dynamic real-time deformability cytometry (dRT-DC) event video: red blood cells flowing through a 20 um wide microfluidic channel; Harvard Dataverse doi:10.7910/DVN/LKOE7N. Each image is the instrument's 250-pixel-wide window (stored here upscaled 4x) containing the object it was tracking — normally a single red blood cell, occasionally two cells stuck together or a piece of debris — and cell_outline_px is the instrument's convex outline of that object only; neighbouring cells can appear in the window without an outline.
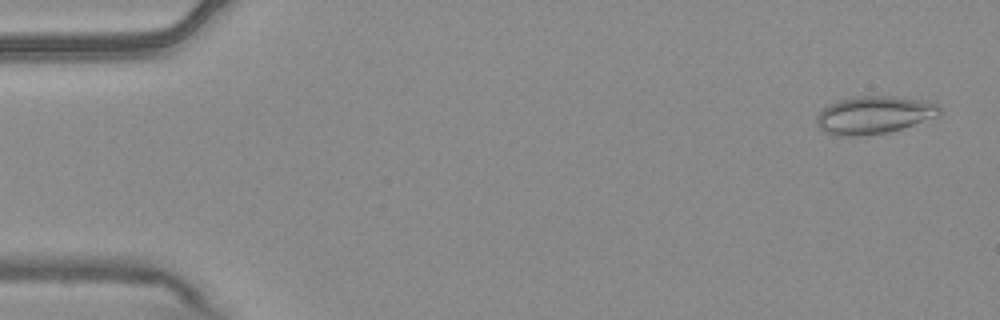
{"species": "common noctule bat (a hibernating species)", "species_latin": "Nyctalus noctula", "temperature_condition": "warm", "stored_images_in_passage": 54, "camera_frame_rate_fps": 3000, "um_per_image_px": 0.085, "animal": {"sex": "male", "body_mass_g": 20.4}, "frame": {"image": 1, "passage_image": 2, "time_ms": 0.333, "image_size_px": [1000, 320], "cell_outline_px": [[940, 116], [888, 132], [864, 136], [832, 136], [824, 132], [816, 124], [816, 116], [828, 104], [840, 100], [856, 96], [892, 96], [924, 100], [936, 104], [940, 108]], "centroid_in_image_um": [74.26, 9.78], "position_along_channel_um": 10.7, "area_um2": 27.17}}
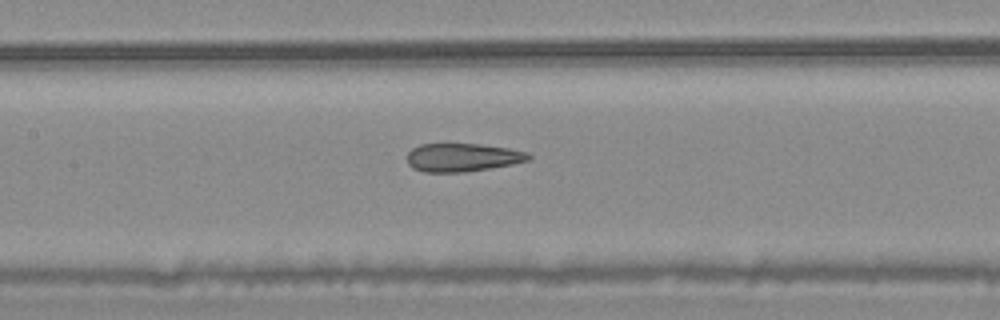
{"frame": {"image": 2, "passage_image": 25, "time_ms": 8.0, "image_size_px": [1000, 320], "cell_outline_px": [[532, 156], [528, 160], [512, 164], [464, 172], [424, 172], [412, 168], [408, 164], [408, 152], [412, 148], [420, 144], [480, 144], [508, 148], [528, 152]], "centroid_in_image_um": [39.29, 13.38], "position_along_channel_um": 168.1, "area_um2": 19.94}}
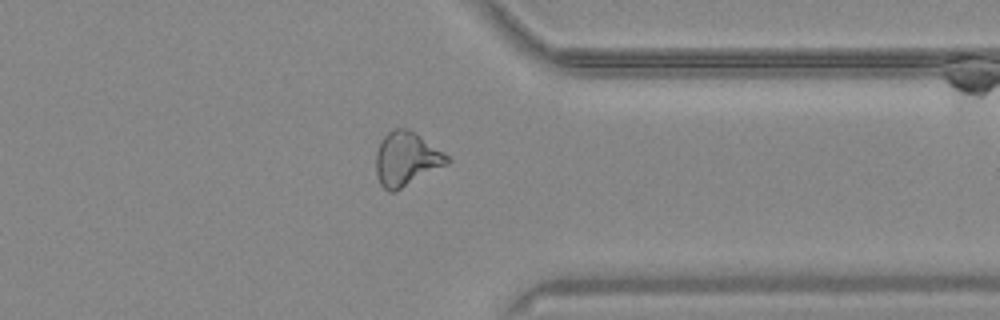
{"frame": {"image": 3, "passage_image": 42, "time_ms": 13.667, "image_size_px": [1000, 320], "cell_outline_px": [[452, 160], [448, 164], [396, 192], [388, 192], [380, 184], [376, 172], [376, 152], [384, 136], [392, 128], [408, 128], [444, 152]], "centroid_in_image_um": [34.55, 13.53], "position_along_channel_um": 376.9, "area_um2": 22.48}, "authors_computed_cell_mechanics": {"area_um2": 22.3686, "velocity_mm_per_s": 3.7712, "shape_relaxation_time_tau1_ms": null, "shape_relaxation_time_tau2_ms": 2.2539, "deformation_change_tau1": null, "deformation_change_tau2": 0.0885}}